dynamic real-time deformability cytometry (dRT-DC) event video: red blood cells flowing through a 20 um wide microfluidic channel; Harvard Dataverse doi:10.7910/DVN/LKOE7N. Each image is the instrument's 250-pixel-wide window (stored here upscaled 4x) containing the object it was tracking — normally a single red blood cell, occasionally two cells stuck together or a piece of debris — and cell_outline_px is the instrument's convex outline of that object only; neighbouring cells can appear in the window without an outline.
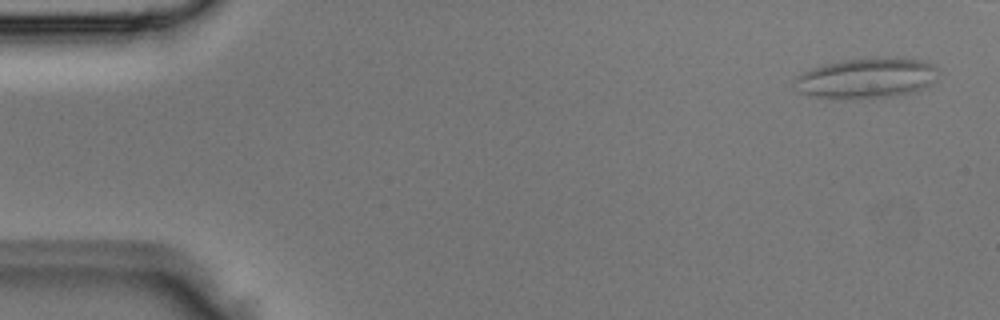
{"species": "Egyptian fruit bat (a non-hibernating species)", "species_latin": "Rousettus aegyptiacus", "temperature_condition": "room temperature", "stored_images_in_passage": 6, "segment_of_instrument_passage": [1, 2], "camera_frame_rate_fps": 3000, "um_per_image_px": 0.085, "animal": {"sex": "male"}, "frame": {"image": 1, "passage_image": 1, "time_ms": 0.0, "image_size_px": [1000, 320], "cell_outline_px": [[940, 72], [924, 88], [912, 92], [892, 96], [812, 96], [804, 92], [792, 84], [792, 80], [796, 76], [812, 68], [824, 64], [844, 60], [872, 56], [896, 56], [916, 60], [932, 64]], "centroid_in_image_um": [73.68, 6.57], "position_along_channel_um": 11.3, "area_um2": 33.0}}
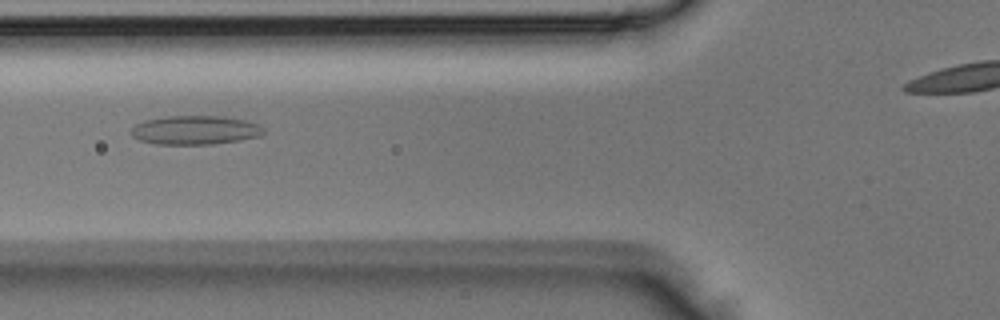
{"frame": {"image": 2, "passage_image": 4, "time_ms": 1.0, "image_size_px": [1000, 320], "cell_outline_px": [[264, 132], [260, 136], [240, 140], [212, 144], [156, 144], [140, 140], [132, 136], [132, 128], [136, 124], [144, 120], [168, 116], [224, 116], [248, 120], [260, 124], [264, 128]], "centroid_in_image_um": [16.63, 11.05], "position_along_channel_um": 109.2, "area_um2": 22.43}}
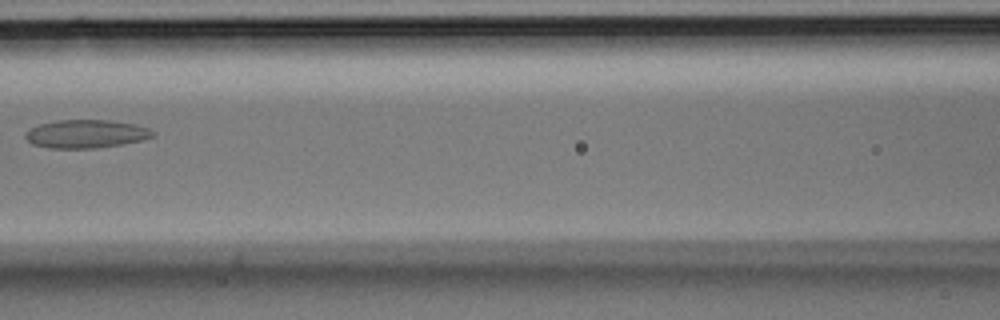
{"frame": {"image": 3, "passage_image": 5, "time_ms": 1.333, "image_size_px": [1000, 320], "cell_outline_px": [[156, 132], [152, 136], [140, 140], [120, 144], [96, 148], [48, 148], [32, 144], [24, 136], [24, 132], [40, 124], [56, 120], [112, 120], [136, 124], [148, 128]], "centroid_in_image_um": [7.29, 11.37], "position_along_channel_um": 159.3, "area_um2": 20.92}}